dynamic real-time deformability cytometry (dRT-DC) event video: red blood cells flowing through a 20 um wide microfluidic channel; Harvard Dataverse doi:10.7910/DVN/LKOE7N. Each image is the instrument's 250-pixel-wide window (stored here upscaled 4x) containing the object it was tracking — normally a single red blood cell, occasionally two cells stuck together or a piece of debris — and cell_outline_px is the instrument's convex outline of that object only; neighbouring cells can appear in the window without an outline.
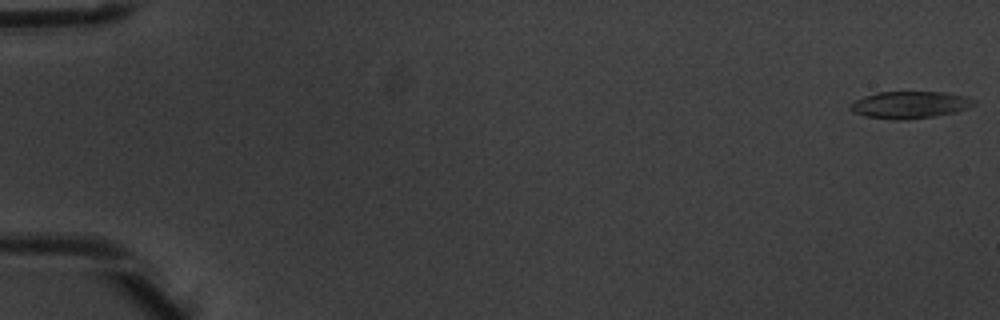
{"species": "common noctule bat (a hibernating species)", "species_latin": "Nyctalus noctula", "temperature_condition": "warm", "stored_images_in_passage": 6, "camera_frame_rate_fps": 3000, "um_per_image_px": 0.085, "animal": {"sex": "male", "body_mass_g": 20.1, "forearm_length_mm": 53.5}, "frame": {"image": 1, "passage_image": 1, "time_ms": 0.0, "image_size_px": [1000, 320], "cell_outline_px": [[976, 104], [968, 108], [956, 112], [936, 116], [908, 120], [892, 120], [864, 116], [852, 112], [848, 108], [848, 104], [864, 96], [876, 92], [944, 92], [964, 96], [976, 100]], "centroid_in_image_um": [77.31, 8.92], "position_along_channel_um": 7.7, "area_um2": 19.83}}